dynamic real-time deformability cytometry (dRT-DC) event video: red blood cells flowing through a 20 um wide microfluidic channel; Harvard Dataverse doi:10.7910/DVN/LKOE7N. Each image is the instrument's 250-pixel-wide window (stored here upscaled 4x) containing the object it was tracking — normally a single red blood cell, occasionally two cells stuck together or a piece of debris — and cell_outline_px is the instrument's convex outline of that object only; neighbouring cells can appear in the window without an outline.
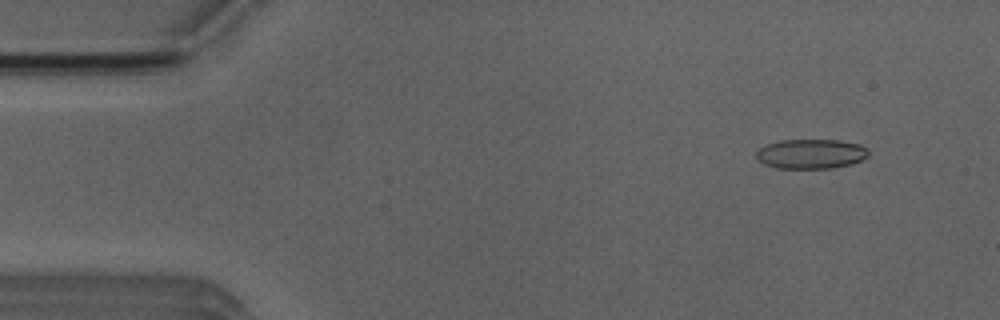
{"species": "Egyptian fruit bat (a non-hibernating species)", "species_latin": "Rousettus aegyptiacus", "temperature_condition": "room temperature", "stored_images_in_passage": 6, "camera_frame_rate_fps": 3000, "um_per_image_px": 0.085, "animal": {"sex": "male"}, "frame": {"image": 1, "passage_image": 2, "time_ms": 1.333, "image_size_px": [1000, 320], "cell_outline_px": [[868, 156], [852, 164], [828, 168], [776, 168], [764, 164], [756, 160], [756, 152], [760, 148], [768, 144], [780, 140], [840, 140], [860, 144], [868, 148]], "centroid_in_image_um": [68.93, 13.08], "position_along_channel_um": 16.1, "area_um2": 19.42}}
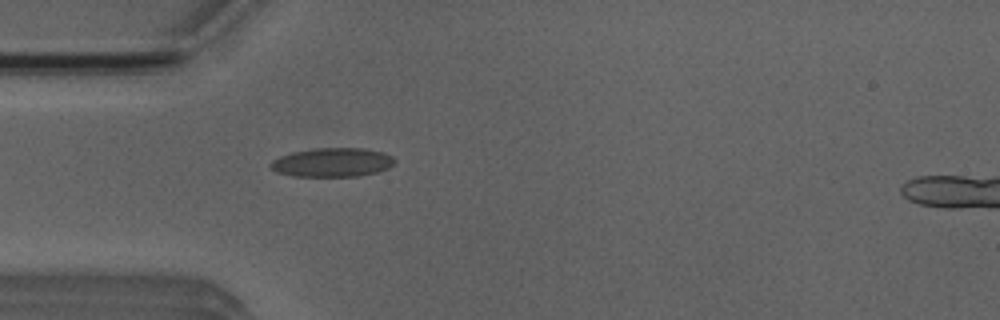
{"frame": {"image": 2, "passage_image": 5, "time_ms": 4.667, "image_size_px": [1000, 320], "cell_outline_px": [[396, 160], [388, 168], [376, 172], [356, 176], [292, 176], [276, 172], [268, 164], [272, 160], [280, 156], [292, 152], [316, 148], [364, 148], [384, 152], [392, 156]], "centroid_in_image_um": [28.23, 13.79], "position_along_channel_um": 56.8, "area_um2": 20.92}}